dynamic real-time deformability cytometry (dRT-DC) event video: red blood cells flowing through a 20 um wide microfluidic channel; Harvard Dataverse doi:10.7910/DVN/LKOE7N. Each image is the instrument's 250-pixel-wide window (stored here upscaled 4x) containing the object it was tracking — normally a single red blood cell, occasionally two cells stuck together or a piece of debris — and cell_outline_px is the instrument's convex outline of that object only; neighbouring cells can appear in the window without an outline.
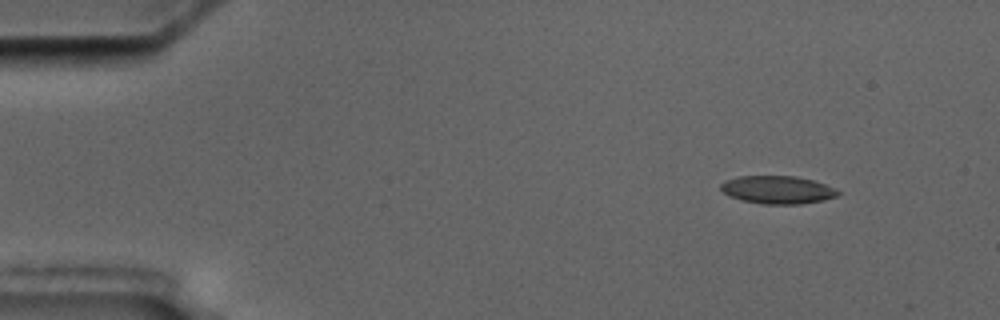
{"species": "common noctule bat (a hibernating species)", "species_latin": "Nyctalus noctula", "temperature_condition": "cold", "stored_images_in_passage": 4, "camera_frame_rate_fps": 3000, "um_per_image_px": 0.085, "animal": {"sex": "male", "body_mass_g": 17.5, "forearm_length_mm": 52.3}, "frame": {"image": 1, "passage_image": 1, "time_ms": 0.0, "image_size_px": [1000, 320], "cell_outline_px": [[840, 192], [836, 196], [824, 200], [800, 204], [760, 204], [740, 200], [724, 192], [720, 188], [720, 184], [724, 180], [736, 176], [796, 176], [812, 180], [824, 184]], "centroid_in_image_um": [66.04, 16.13], "position_along_channel_um": 19.0, "area_um2": 19.02}}
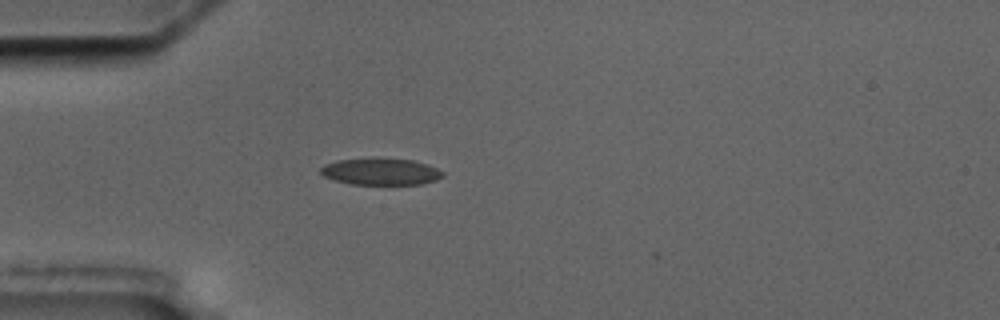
{"frame": {"image": 2, "passage_image": 4, "time_ms": 3.333, "image_size_px": [1000, 320], "cell_outline_px": [[444, 176], [436, 180], [420, 184], [352, 184], [336, 180], [324, 176], [320, 172], [320, 168], [324, 164], [336, 160], [372, 156], [376, 156], [412, 160], [428, 164], [444, 172]], "centroid_in_image_um": [32.35, 14.55], "position_along_channel_um": 52.6, "area_um2": 19.54}}